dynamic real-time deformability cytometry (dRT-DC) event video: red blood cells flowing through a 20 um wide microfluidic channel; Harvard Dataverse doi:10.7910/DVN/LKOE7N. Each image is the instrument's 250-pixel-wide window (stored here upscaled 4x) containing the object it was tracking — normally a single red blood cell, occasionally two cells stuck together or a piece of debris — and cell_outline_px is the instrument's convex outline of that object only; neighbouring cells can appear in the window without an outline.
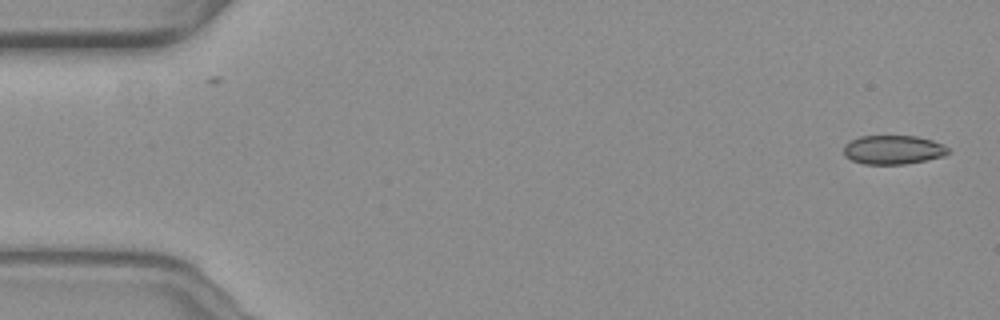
{"species": "common noctule bat (a hibernating species)", "species_latin": "Nyctalus noctula", "temperature_condition": "warm", "stored_images_in_passage": 55, "camera_frame_rate_fps": 3000, "um_per_image_px": 0.085, "animal": {"sex": "female", "body_mass_g": 19.3, "forearm_length_mm": 54.1}, "frame": {"image": 1, "passage_image": 1, "time_ms": 0.0, "image_size_px": [1000, 320], "cell_outline_px": [[948, 152], [944, 156], [904, 164], [864, 164], [852, 160], [844, 156], [844, 144], [860, 136], [916, 136], [932, 140], [948, 148]], "centroid_in_image_um": [75.88, 12.73], "position_along_channel_um": 9.1, "area_um2": 17.46}}
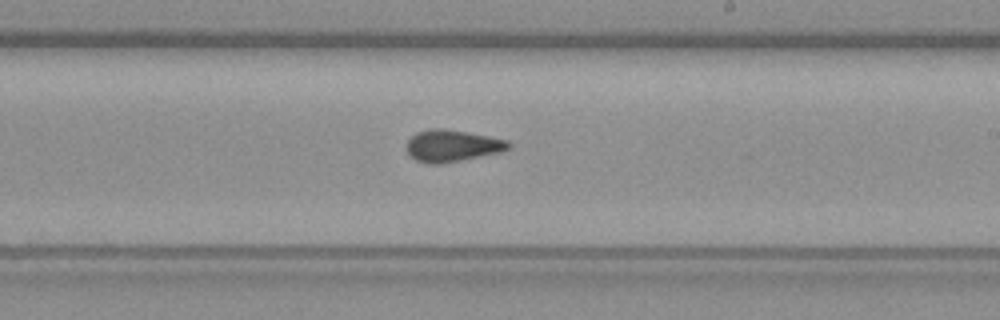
{"frame": {"image": 2, "passage_image": 32, "time_ms": 10.333, "image_size_px": [1000, 320], "cell_outline_px": [[512, 144], [508, 148], [500, 152], [440, 164], [428, 164], [416, 160], [404, 148], [404, 144], [416, 132], [428, 128], [444, 128], [488, 136], [508, 140]], "centroid_in_image_um": [38.38, 12.38], "position_along_channel_um": 250.6, "area_um2": 18.96}}
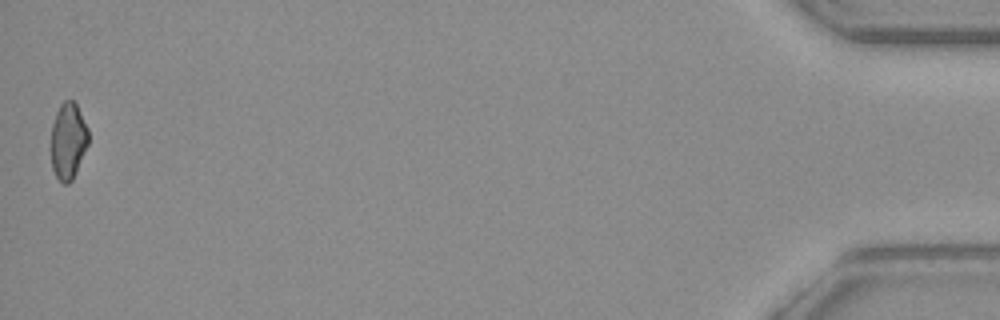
{"frame": {"image": 3, "passage_image": 55, "time_ms": 18.0, "image_size_px": [1000, 320], "cell_outline_px": [[88, 144], [76, 172], [72, 180], [68, 184], [64, 184], [56, 176], [52, 168], [52, 124], [56, 112], [60, 104], [64, 100], [72, 100], [76, 104], [88, 128]], "centroid_in_image_um": [5.8, 11.97], "position_along_channel_um": 429.4, "area_um2": 16.47}, "authors_computed_cell_mechanics": {"area_um2": 17.918, "velocity_mm_per_s": 3.6597, "shape_relaxation_time_tau1_ms": null, "shape_relaxation_time_tau2_ms": 3.7341, "deformation_change_tau1": null, "deformation_change_tau2": 0.0869}}